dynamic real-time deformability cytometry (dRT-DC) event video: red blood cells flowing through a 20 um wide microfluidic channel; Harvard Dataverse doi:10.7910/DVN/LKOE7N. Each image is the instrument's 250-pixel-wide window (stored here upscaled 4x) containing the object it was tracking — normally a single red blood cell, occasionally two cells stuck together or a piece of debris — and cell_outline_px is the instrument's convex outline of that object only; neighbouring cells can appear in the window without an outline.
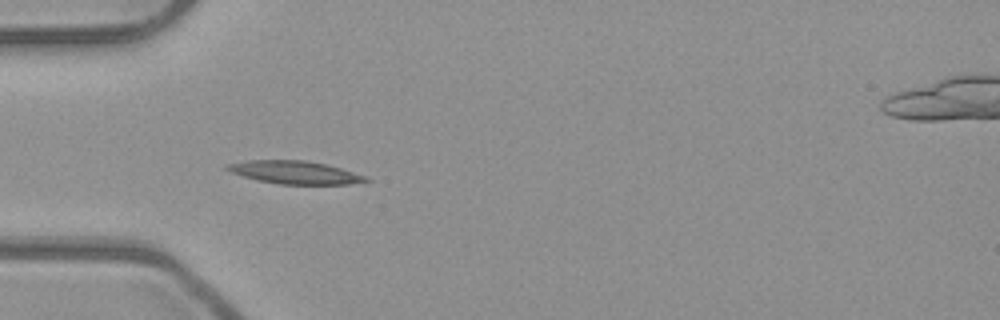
{"species": "common noctule bat (a hibernating species)", "species_latin": "Nyctalus noctula", "temperature_condition": "room temperature", "stored_images_in_passage": 6, "camera_frame_rate_fps": 3000, "um_per_image_px": 0.085, "animal": {"sex": "male", "body_mass_g": 23.1, "forearm_length_mm": 52.7}, "frame": {"image": 1, "passage_image": 5, "time_ms": 1.333, "image_size_px": [1000, 320], "cell_outline_px": [[372, 180], [348, 184], [280, 184], [256, 180], [232, 172], [224, 168], [224, 164], [248, 160], [304, 160], [324, 164], [340, 168], [368, 176]], "centroid_in_image_um": [25.05, 14.65], "position_along_channel_um": 59.9, "area_um2": 18.5}}
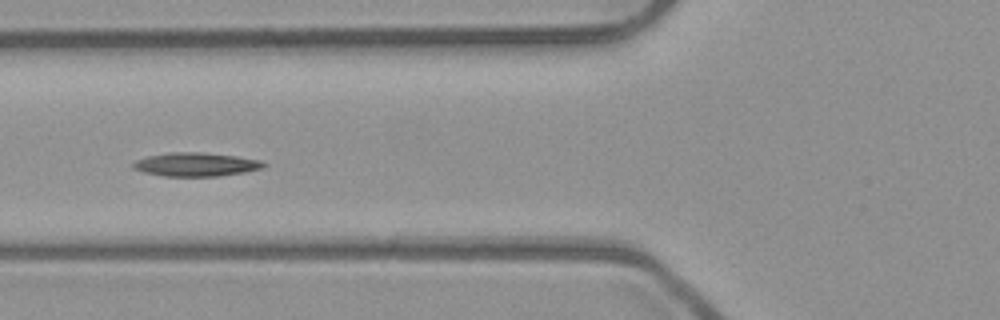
{"frame": {"image": 2, "passage_image": 6, "time_ms": 1.667, "image_size_px": [1000, 320], "cell_outline_px": [[268, 164], [264, 168], [244, 172], [220, 176], [164, 176], [144, 172], [132, 168], [132, 164], [136, 160], [148, 156], [168, 152], [200, 152], [236, 156], [260, 160]], "centroid_in_image_um": [16.67, 13.97], "position_along_channel_um": 109.1, "area_um2": 18.03}}